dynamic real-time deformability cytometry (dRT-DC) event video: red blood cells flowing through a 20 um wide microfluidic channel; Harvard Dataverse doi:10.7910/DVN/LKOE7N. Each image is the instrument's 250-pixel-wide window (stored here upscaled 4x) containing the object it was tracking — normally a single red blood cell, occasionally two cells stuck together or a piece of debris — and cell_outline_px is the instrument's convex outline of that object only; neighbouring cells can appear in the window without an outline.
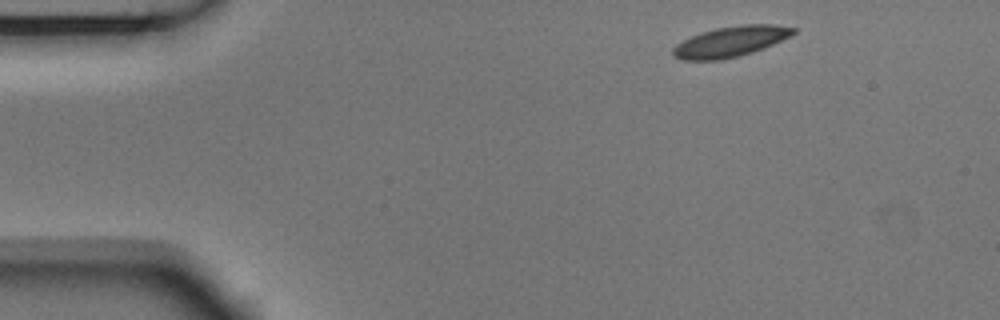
{"species": "Egyptian fruit bat (a non-hibernating species)", "species_latin": "Rousettus aegyptiacus", "temperature_condition": "room temperature", "stored_images_in_passage": 3, "camera_frame_rate_fps": 3000, "um_per_image_px": 0.085, "animal": {"sex": "male"}, "frame": {"image": 1, "passage_image": 1, "time_ms": 0.0, "image_size_px": [1000, 320], "cell_outline_px": [[796, 32], [792, 36], [764, 48], [752, 52], [720, 60], [684, 60], [672, 56], [672, 48], [676, 44], [692, 36], [716, 28], [740, 24], [776, 24], [796, 28]], "centroid_in_image_um": [62.13, 3.52], "position_along_channel_um": 22.9, "area_um2": 21.39}}